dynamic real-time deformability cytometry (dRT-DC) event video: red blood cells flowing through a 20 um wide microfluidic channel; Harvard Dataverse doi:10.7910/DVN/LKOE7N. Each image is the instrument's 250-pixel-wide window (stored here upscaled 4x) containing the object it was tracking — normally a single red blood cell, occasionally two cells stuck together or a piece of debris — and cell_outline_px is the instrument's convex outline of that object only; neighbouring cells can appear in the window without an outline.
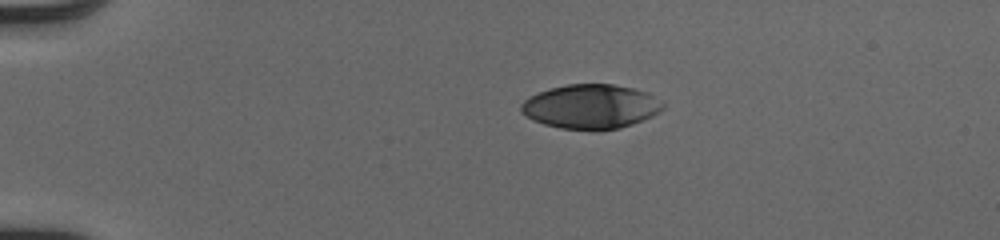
{"species": "human", "species_latin": "Homo sapiens", "temperature_condition": "cold", "stored_images_in_passage": 41, "camera_frame_rate_fps": 3000, "um_per_image_px": 0.085, "donor": {"sex": "male"}, "frame": {"image": 1, "passage_image": 1, "time_ms": 0.0, "image_size_px": [1000, 240], "cell_outline_px": [[664, 108], [660, 112], [652, 116], [632, 124], [620, 128], [560, 128], [544, 124], [532, 120], [520, 112], [520, 104], [528, 96], [548, 88], [568, 84], [612, 84], [632, 88], [648, 92], [664, 100]], "centroid_in_image_um": [50.22, 9.02], "position_along_channel_um": 34.8, "area_um2": 36.59}}
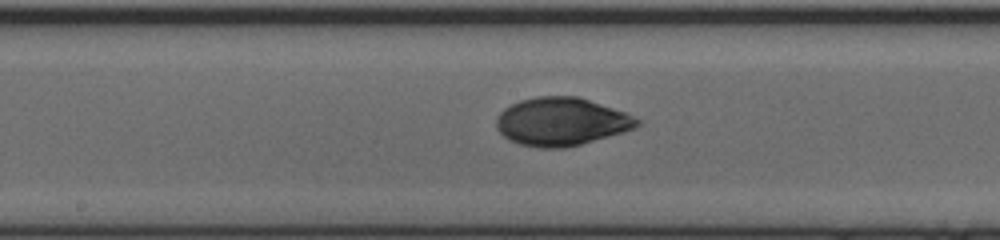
{"frame": {"image": 2, "passage_image": 18, "time_ms": 5.667, "image_size_px": [1000, 240], "cell_outline_px": [[640, 124], [636, 128], [624, 132], [580, 144], [564, 148], [540, 148], [520, 144], [508, 140], [496, 128], [496, 116], [504, 108], [520, 100], [536, 96], [580, 96], [624, 112], [640, 120]], "centroid_in_image_um": [47.7, 10.33], "position_along_channel_um": 200.5, "area_um2": 39.54}}
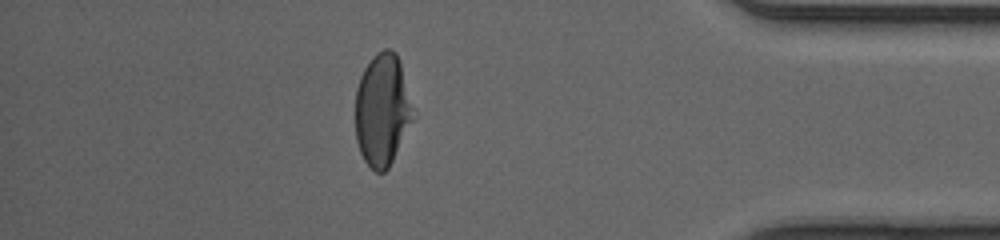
{"frame": {"image": 3, "passage_image": 35, "time_ms": 11.333, "image_size_px": [1000, 240], "cell_outline_px": [[416, 116], [388, 168], [384, 172], [376, 172], [364, 160], [360, 152], [356, 140], [356, 88], [360, 76], [364, 68], [372, 56], [376, 52], [384, 48], [388, 48], [396, 52], [400, 64]], "centroid_in_image_um": [32.5, 9.33], "position_along_channel_um": 402.7, "area_um2": 37.86}, "authors_computed_cell_mechanics": {"area_um2": 38.726, "velocity_mm_per_s": 4.1054, "shape_relaxation_time_tau1_ms": 4.1114, "shape_relaxation_time_tau2_ms": 1.0301, "deformation_change_tau1": 0.1815, "deformation_change_tau2": 0.0397}}